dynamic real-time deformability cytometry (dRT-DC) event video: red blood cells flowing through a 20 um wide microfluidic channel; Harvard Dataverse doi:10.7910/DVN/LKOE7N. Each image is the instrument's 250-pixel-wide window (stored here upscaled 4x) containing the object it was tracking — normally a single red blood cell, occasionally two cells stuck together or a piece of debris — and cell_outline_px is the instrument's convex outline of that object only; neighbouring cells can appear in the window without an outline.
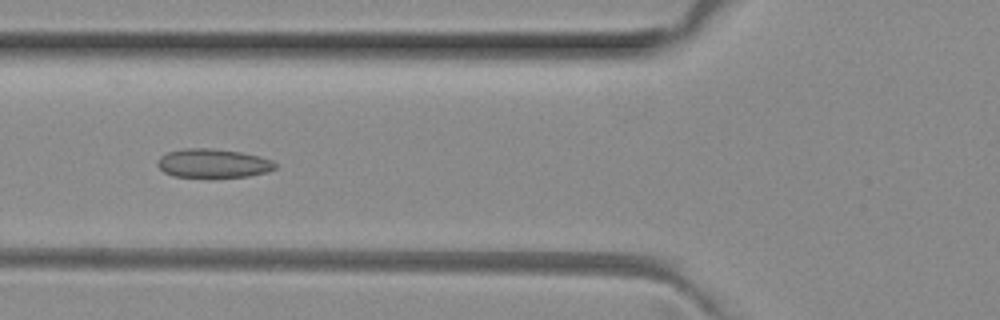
{"species": "common noctule bat (a hibernating species)", "species_latin": "Nyctalus noctula", "temperature_condition": "room temperature", "stored_images_in_passage": 50, "camera_frame_rate_fps": 3000, "um_per_image_px": 0.085, "animal": {"sex": "female", "body_mass_g": 29.2, "forearm_length_mm": 56.3}, "frame": {"image": 1, "passage_image": 18, "time_ms": 5.667, "image_size_px": [1000, 320], "cell_outline_px": [[276, 168], [264, 172], [248, 176], [212, 180], [208, 180], [172, 176], [164, 172], [156, 164], [160, 156], [168, 152], [184, 148], [212, 148], [240, 152], [260, 156], [272, 160], [276, 164]], "centroid_in_image_um": [18.08, 13.93], "position_along_channel_um": 107.7, "area_um2": 20.63}}
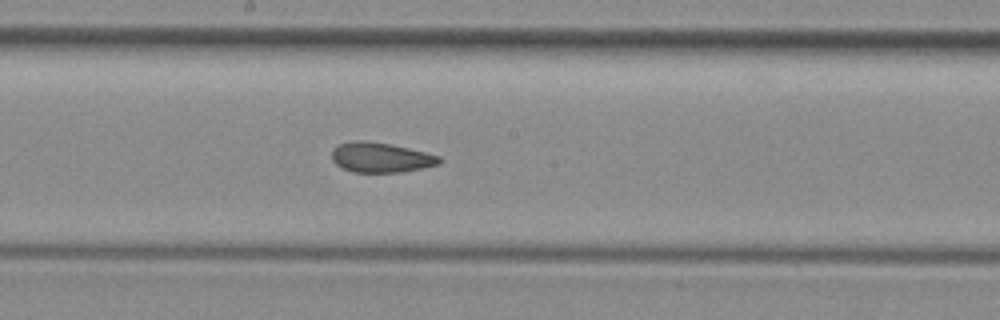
{"frame": {"image": 2, "passage_image": 26, "time_ms": 8.333, "image_size_px": [1000, 320], "cell_outline_px": [[444, 160], [440, 164], [404, 172], [352, 172], [336, 164], [332, 160], [332, 152], [340, 144], [352, 140], [360, 140], [388, 144], [408, 148], [440, 156]], "centroid_in_image_um": [32.4, 13.39], "position_along_channel_um": 215.8, "area_um2": 18.61}}
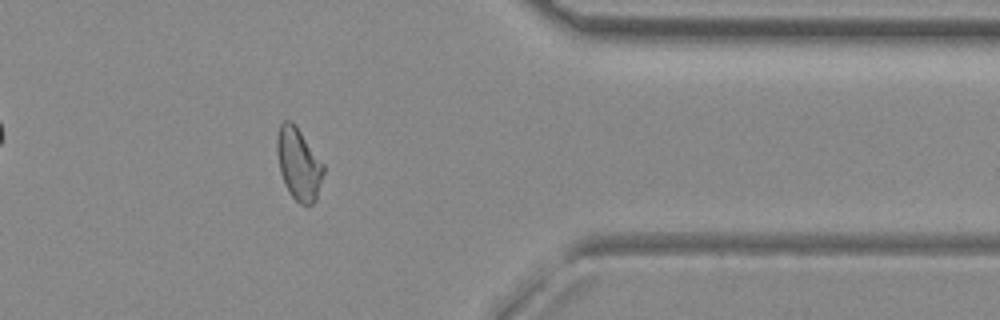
{"frame": {"image": 3, "passage_image": 40, "time_ms": 13.0, "image_size_px": [1000, 320], "cell_outline_px": [[324, 172], [316, 200], [312, 204], [300, 204], [292, 196], [284, 184], [280, 172], [276, 152], [276, 136], [280, 124], [284, 120], [292, 120], [296, 124], [324, 164]], "centroid_in_image_um": [25.37, 13.89], "position_along_channel_um": 386.0, "area_um2": 19.77}, "authors_computed_cell_mechanics": {"area_um2": 19.7387, "velocity_mm_per_s": 4.0505, "shape_relaxation_time_tau1_ms": null, "shape_relaxation_time_tau2_ms": 1.6559, "deformation_change_tau1": null, "deformation_change_tau2": 0.0746}}